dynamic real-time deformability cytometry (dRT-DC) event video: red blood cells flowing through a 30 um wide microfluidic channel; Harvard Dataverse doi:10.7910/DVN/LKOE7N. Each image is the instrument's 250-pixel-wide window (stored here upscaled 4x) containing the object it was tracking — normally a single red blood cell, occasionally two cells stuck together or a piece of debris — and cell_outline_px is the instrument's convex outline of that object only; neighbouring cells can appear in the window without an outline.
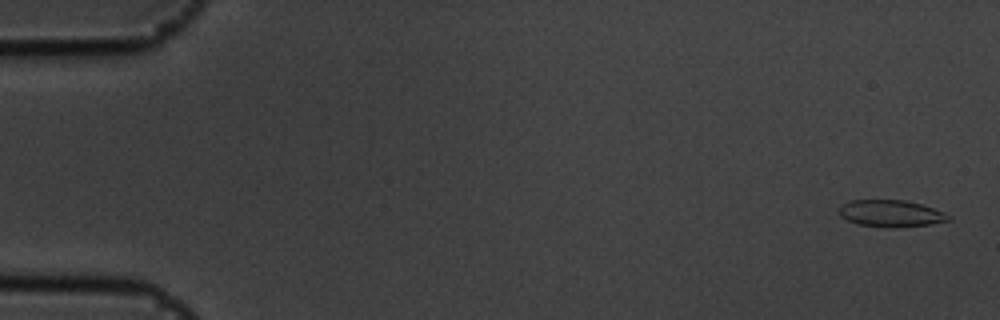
{"species": "common noctule bat (a hibernating species)", "species_latin": "Nyctalus noctula", "temperature_condition": "cold", "stored_images_in_passage": 30, "camera_frame_rate_fps": 3000, "um_per_image_px": 0.085, "animal": {"sex": "male", "body_mass_g": 19.5, "forearm_length_mm": 54.6}, "frame": {"image": 1, "passage_image": 2, "time_ms": 0.333, "image_size_px": [1000, 320], "cell_outline_px": [[952, 220], [928, 224], [892, 228], [888, 228], [856, 224], [840, 216], [840, 204], [852, 200], [904, 200], [920, 204], [944, 212], [952, 216]], "centroid_in_image_um": [75.72, 18.15], "position_along_channel_um": 9.3, "area_um2": 17.11}}
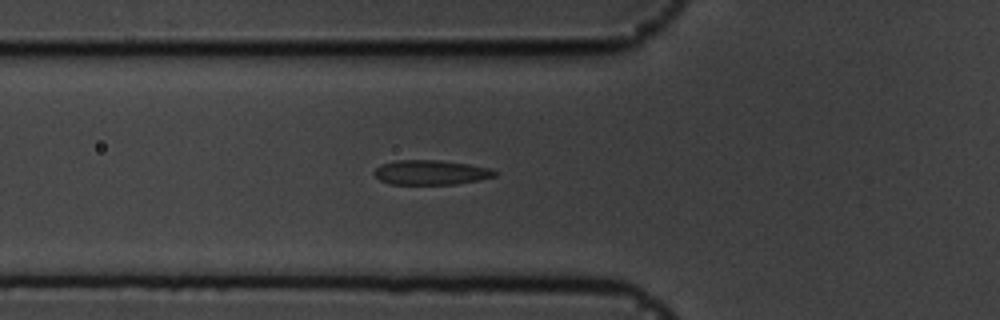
{"frame": {"image": 2, "passage_image": 20, "time_ms": 6.333, "image_size_px": [1000, 320], "cell_outline_px": [[496, 176], [480, 180], [456, 184], [388, 184], [380, 180], [372, 172], [380, 164], [396, 160], [440, 160], [468, 164], [492, 168], [496, 172]], "centroid_in_image_um": [36.62, 14.65], "position_along_channel_um": 89.2, "area_um2": 17.46}}
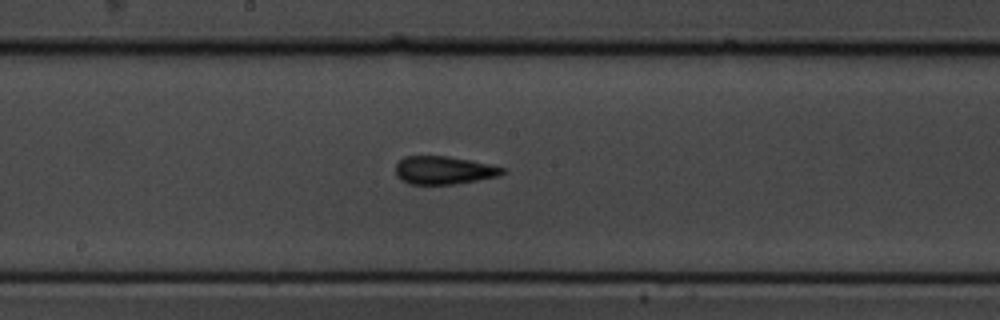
{"frame": {"image": 3, "passage_image": 30, "time_ms": 9.667, "image_size_px": [1000, 320], "cell_outline_px": [[508, 172], [500, 176], [456, 184], [408, 184], [400, 180], [396, 176], [396, 164], [404, 156], [448, 156], [508, 168]], "centroid_in_image_um": [37.75, 14.48], "position_along_channel_um": 210.4, "area_um2": 17.69}}